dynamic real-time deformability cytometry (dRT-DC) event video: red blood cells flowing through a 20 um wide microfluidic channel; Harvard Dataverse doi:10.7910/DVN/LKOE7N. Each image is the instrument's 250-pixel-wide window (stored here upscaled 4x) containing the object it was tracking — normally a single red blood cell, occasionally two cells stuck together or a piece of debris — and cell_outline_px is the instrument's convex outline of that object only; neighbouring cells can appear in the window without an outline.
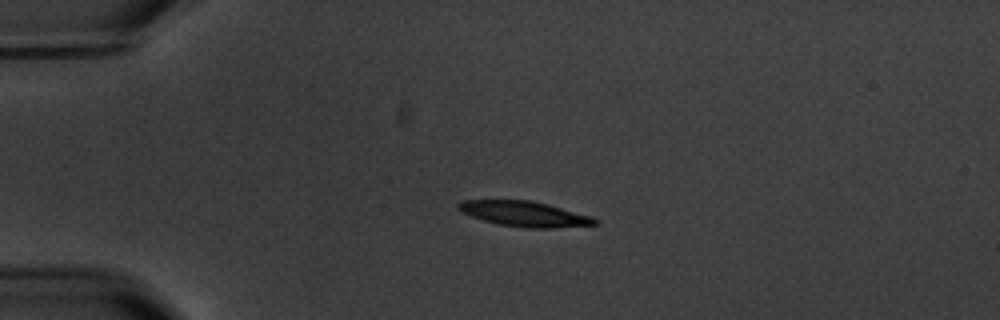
{"species": "common noctule bat (a hibernating species)", "species_latin": "Nyctalus noctula", "temperature_condition": "warm", "stored_images_in_passage": 4, "camera_frame_rate_fps": 3000, "um_per_image_px": 0.085, "animal": {"sex": "male", "body_mass_g": 20.1, "forearm_length_mm": 53.5}, "frame": {"image": 1, "passage_image": 3, "time_ms": 2.333, "image_size_px": [1000, 320], "cell_outline_px": [[600, 224], [552, 228], [524, 228], [500, 224], [484, 220], [460, 212], [456, 208], [456, 204], [460, 200], [532, 200], [548, 204], [588, 216], [596, 220]], "centroid_in_image_um": [44.5, 18.17], "position_along_channel_um": 40.5, "area_um2": 19.94}}